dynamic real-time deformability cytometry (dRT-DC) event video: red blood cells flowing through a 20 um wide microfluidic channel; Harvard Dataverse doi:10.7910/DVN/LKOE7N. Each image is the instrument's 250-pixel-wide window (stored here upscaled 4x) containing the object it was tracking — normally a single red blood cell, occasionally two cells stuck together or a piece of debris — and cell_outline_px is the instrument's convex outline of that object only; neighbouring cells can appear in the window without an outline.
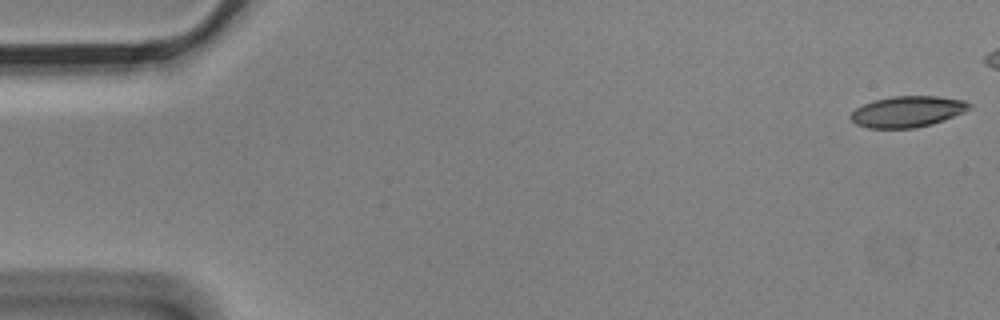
{"species": "Egyptian fruit bat (a non-hibernating species)", "species_latin": "Rousettus aegyptiacus", "temperature_condition": "cold", "stored_images_in_passage": 6, "camera_frame_rate_fps": 3000, "um_per_image_px": 0.085, "animal": {"sex": "male"}, "frame": {"image": 1, "passage_image": 1, "time_ms": 0.0, "image_size_px": [1000, 320], "cell_outline_px": [[972, 108], [964, 112], [944, 120], [932, 124], [916, 128], [868, 128], [856, 124], [848, 116], [856, 108], [872, 100], [892, 96], [936, 96], [964, 100], [972, 104]], "centroid_in_image_um": [77.14, 9.48], "position_along_channel_um": 7.9, "area_um2": 21.62}}